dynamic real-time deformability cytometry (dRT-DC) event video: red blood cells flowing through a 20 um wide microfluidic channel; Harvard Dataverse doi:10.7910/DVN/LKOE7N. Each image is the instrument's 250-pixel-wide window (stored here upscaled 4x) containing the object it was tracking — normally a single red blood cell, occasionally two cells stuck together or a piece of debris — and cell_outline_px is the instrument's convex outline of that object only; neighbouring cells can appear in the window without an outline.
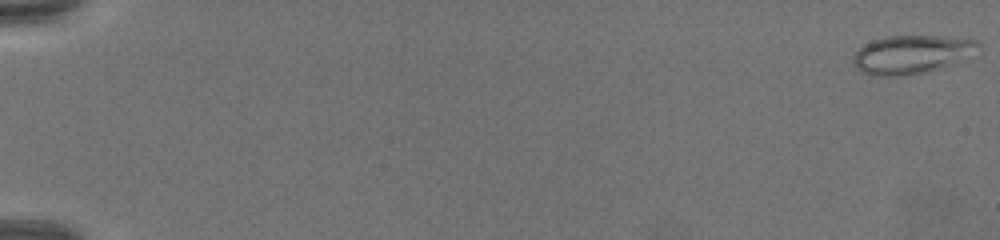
{"species": "common noctule bat (a hibernating species)", "species_latin": "Nyctalus noctula", "temperature_condition": "warm", "stored_images_in_passage": 71, "camera_frame_rate_fps": 3000, "um_per_image_px": 0.085, "animal": {"sex": "female", "body_mass_g": 19.5, "forearm_length_mm": 54.1}, "frame": {"image": 1, "passage_image": 1, "time_ms": 0.0, "image_size_px": [1000, 240], "cell_outline_px": [[980, 56], [944, 68], [908, 76], [872, 76], [856, 68], [852, 64], [852, 56], [864, 44], [872, 40], [888, 36], [940, 36], [980, 40]], "centroid_in_image_um": [77.62, 4.64], "position_along_channel_um": 7.4, "area_um2": 29.19}}
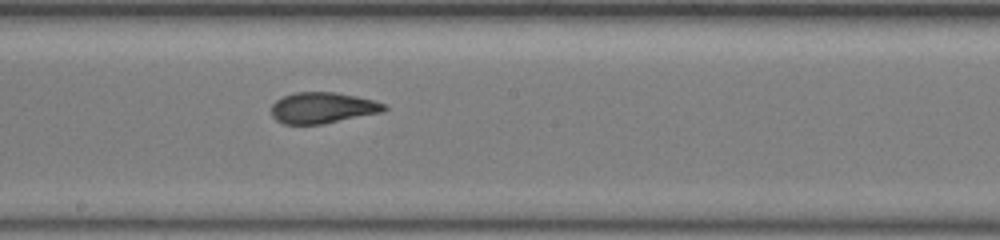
{"frame": {"image": 2, "passage_image": 42, "time_ms": 13.667, "image_size_px": [1000, 240], "cell_outline_px": [[388, 108], [384, 112], [324, 124], [284, 124], [276, 120], [272, 116], [272, 104], [276, 100], [284, 96], [296, 92], [336, 92], [356, 96], [372, 100], [384, 104]], "centroid_in_image_um": [27.43, 9.17], "position_along_channel_um": 220.8, "area_um2": 20.46}}
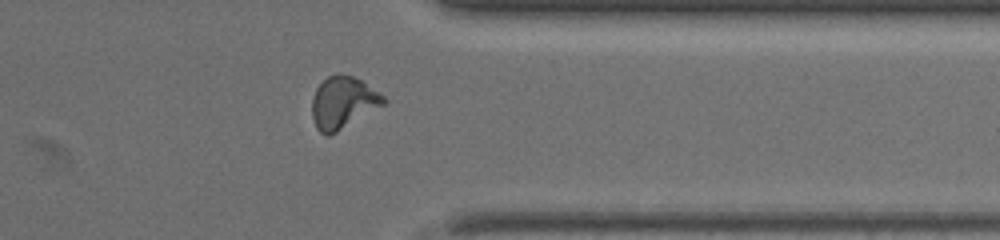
{"frame": {"image": 3, "passage_image": 58, "time_ms": 19.0, "image_size_px": [1000, 240], "cell_outline_px": [[388, 100], [384, 104], [336, 132], [328, 136], [320, 132], [316, 128], [312, 116], [312, 100], [316, 88], [328, 76], [336, 72], [340, 72], [352, 76], [360, 80], [384, 96]], "centroid_in_image_um": [29.13, 8.7], "position_along_channel_um": 382.3, "area_um2": 21.44}}